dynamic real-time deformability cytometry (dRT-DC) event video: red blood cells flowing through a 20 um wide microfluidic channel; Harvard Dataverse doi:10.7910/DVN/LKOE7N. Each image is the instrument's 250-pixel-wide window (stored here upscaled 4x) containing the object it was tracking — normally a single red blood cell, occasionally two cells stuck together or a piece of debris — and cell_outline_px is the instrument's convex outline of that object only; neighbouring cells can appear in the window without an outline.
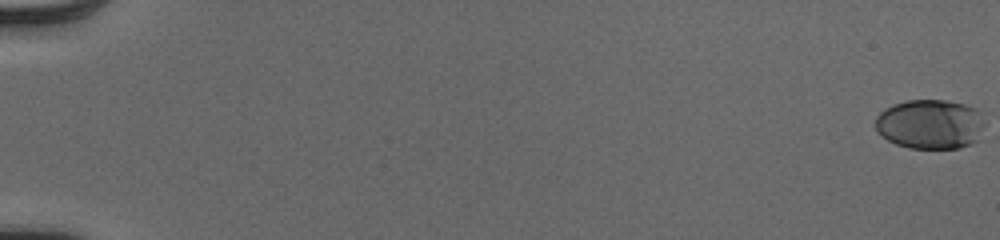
{"species": "human", "species_latin": "Homo sapiens", "temperature_condition": "cold", "stored_images_in_passage": 54, "camera_frame_rate_fps": 3000, "um_per_image_px": 0.085, "donor": {"sex": "male"}, "frame": {"image": 1, "passage_image": 1, "time_ms": 0.0, "image_size_px": [1000, 240], "cell_outline_px": [[984, 124], [980, 140], [972, 144], [960, 148], [908, 148], [896, 144], [888, 140], [876, 128], [876, 116], [884, 108], [892, 104], [908, 100], [944, 100], [964, 104], [976, 108], [984, 112]], "centroid_in_image_um": [79.13, 10.55], "position_along_channel_um": 5.9, "area_um2": 32.08}}
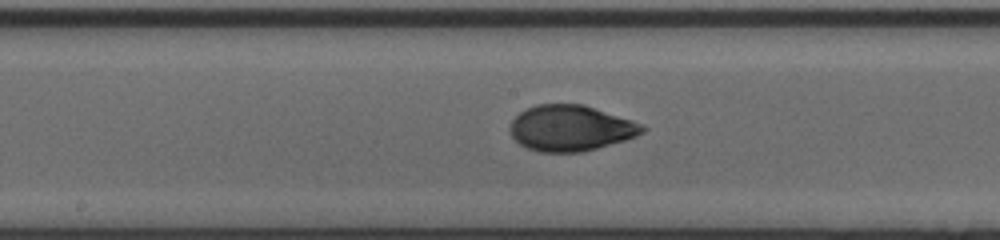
{"frame": {"image": 2, "passage_image": 31, "time_ms": 10.0, "image_size_px": [1000, 240], "cell_outline_px": [[648, 128], [644, 132], [636, 136], [624, 140], [596, 148], [580, 152], [540, 152], [528, 148], [520, 144], [512, 136], [508, 128], [512, 120], [520, 112], [536, 104], [584, 104], [644, 124]], "centroid_in_image_um": [48.51, 10.88], "position_along_channel_um": 199.7, "area_um2": 35.32}}
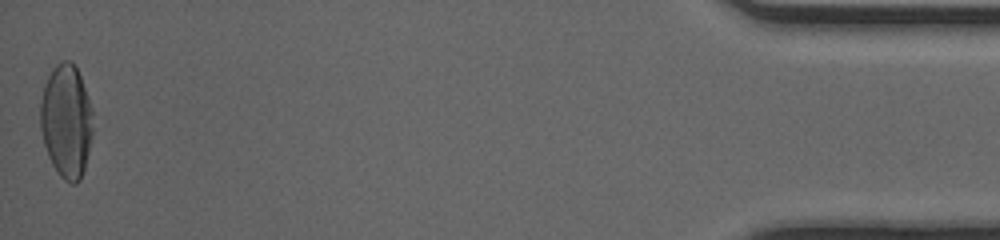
{"frame": {"image": 3, "passage_image": 54, "time_ms": 17.667, "image_size_px": [1000, 240], "cell_outline_px": [[92, 132], [88, 152], [84, 168], [80, 180], [76, 184], [72, 184], [64, 180], [60, 176], [52, 164], [48, 156], [44, 144], [40, 128], [40, 100], [44, 84], [52, 68], [56, 64], [64, 60], [68, 60], [76, 68], [80, 76], [92, 108]], "centroid_in_image_um": [5.62, 10.3], "position_along_channel_um": 429.6, "area_um2": 34.68}, "authors_computed_cell_mechanics": {"area_um2": 33.4084, "velocity_mm_per_s": 4.0824, "shape_relaxation_time_tau1_ms": 4.9266, "shape_relaxation_time_tau2_ms": 0.6868, "deformation_change_tau1": 0.1941, "deformation_change_tau2": 0.044}}